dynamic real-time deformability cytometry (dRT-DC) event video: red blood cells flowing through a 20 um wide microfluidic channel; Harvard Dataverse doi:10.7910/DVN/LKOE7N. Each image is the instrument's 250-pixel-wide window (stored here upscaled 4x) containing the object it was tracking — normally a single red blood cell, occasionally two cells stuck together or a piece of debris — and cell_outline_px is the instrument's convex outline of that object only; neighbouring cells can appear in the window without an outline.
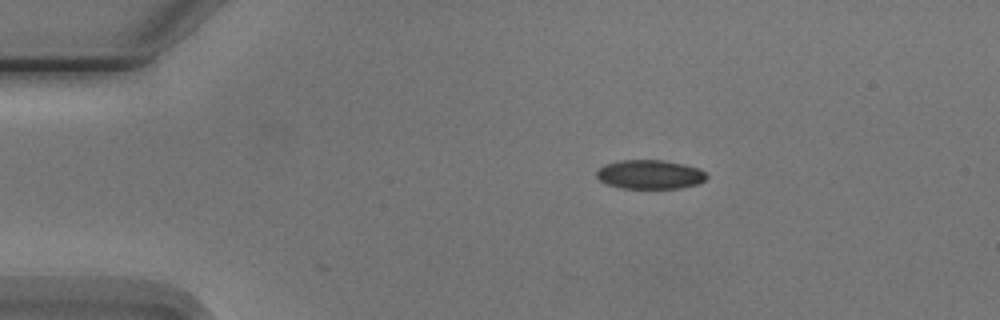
{"species": "Egyptian fruit bat (a non-hibernating species)", "species_latin": "Rousettus aegyptiacus", "temperature_condition": "cold", "stored_images_in_passage": 4, "camera_frame_rate_fps": 3000, "um_per_image_px": 0.085, "animal": {"sex": "male"}, "frame": {"image": 1, "passage_image": 3, "time_ms": 2.333, "image_size_px": [1000, 320], "cell_outline_px": [[708, 176], [704, 180], [696, 184], [680, 188], [624, 188], [608, 184], [600, 180], [596, 176], [596, 172], [604, 164], [620, 160], [664, 160], [684, 164], [700, 168]], "centroid_in_image_um": [55.25, 14.81], "position_along_channel_um": 29.8, "area_um2": 18.55}}